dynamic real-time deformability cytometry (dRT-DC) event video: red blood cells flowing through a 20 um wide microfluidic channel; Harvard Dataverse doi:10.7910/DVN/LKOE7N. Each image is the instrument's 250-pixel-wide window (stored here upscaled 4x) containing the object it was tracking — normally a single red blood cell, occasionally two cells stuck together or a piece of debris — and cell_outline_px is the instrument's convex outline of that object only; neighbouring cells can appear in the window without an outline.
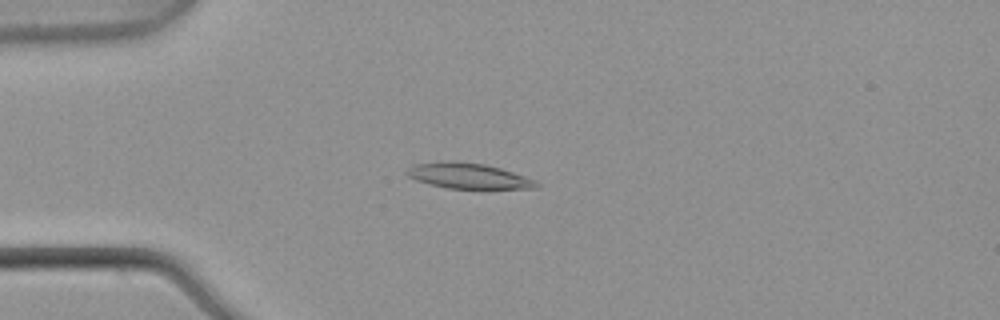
{"species": "common noctule bat (a hibernating species)", "species_latin": "Nyctalus noctula", "temperature_condition": "warm", "stored_images_in_passage": 4, "camera_frame_rate_fps": 3000, "um_per_image_px": 0.085, "animal": {"sex": "male", "body_mass_g": 21.5, "forearm_length_mm": 52.0}, "frame": {"image": 1, "passage_image": 3, "time_ms": 0.667, "image_size_px": [1000, 320], "cell_outline_px": [[540, 184], [536, 188], [448, 188], [428, 184], [416, 180], [408, 176], [404, 172], [408, 168], [416, 164], [448, 160], [484, 164], [500, 168], [536, 180]], "centroid_in_image_um": [39.77, 14.94], "position_along_channel_um": 45.2, "area_um2": 19.07}}
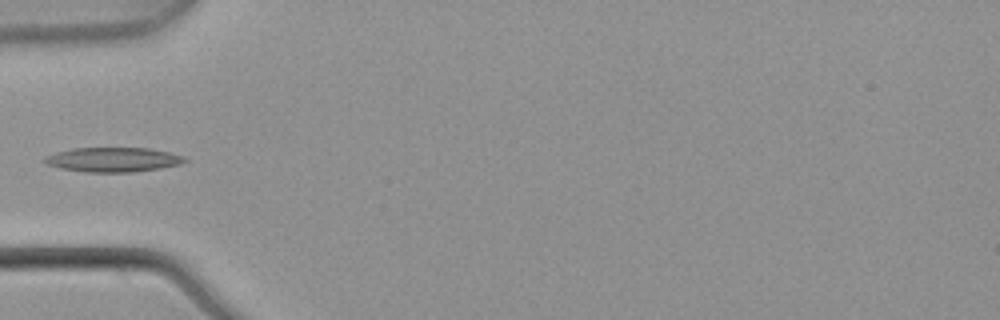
{"frame": {"image": 2, "passage_image": 4, "time_ms": 1.0, "image_size_px": [1000, 320], "cell_outline_px": [[188, 160], [180, 164], [160, 168], [132, 172], [88, 172], [60, 168], [48, 164], [44, 160], [48, 156], [56, 152], [72, 148], [148, 148], [168, 152], [184, 156]], "centroid_in_image_um": [9.65, 13.56], "position_along_channel_um": 75.4, "area_um2": 19.77}}